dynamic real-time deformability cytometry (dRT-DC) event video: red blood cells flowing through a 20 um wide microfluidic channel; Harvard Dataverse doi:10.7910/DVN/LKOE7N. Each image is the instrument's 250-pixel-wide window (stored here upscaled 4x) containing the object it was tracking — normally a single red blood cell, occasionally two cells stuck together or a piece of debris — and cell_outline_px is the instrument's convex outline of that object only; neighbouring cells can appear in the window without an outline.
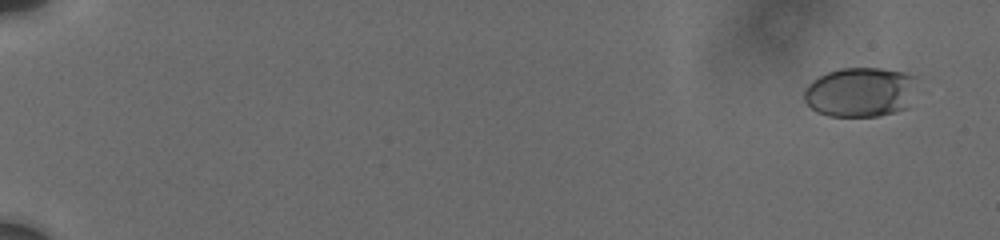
{"species": "human", "species_latin": "Homo sapiens", "temperature_condition": "cold", "stored_images_in_passage": 37, "camera_frame_rate_fps": 3000, "um_per_image_px": 0.085, "donor": {"sex": "male"}, "frame": {"image": 1, "passage_image": 3, "time_ms": 1.0, "image_size_px": [1000, 240], "cell_outline_px": [[916, 76], [908, 108], [896, 112], [880, 116], [828, 116], [816, 112], [804, 100], [804, 88], [812, 80], [828, 72], [840, 68], [880, 68], [904, 72]], "centroid_in_image_um": [73.1, 7.83], "position_along_channel_um": 11.9, "area_um2": 32.77}}
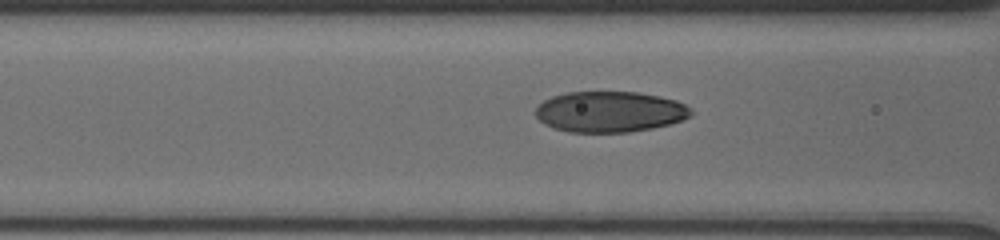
{"frame": {"image": 2, "passage_image": 24, "time_ms": 9.0, "image_size_px": [1000, 240], "cell_outline_px": [[692, 116], [668, 124], [652, 128], [628, 132], [568, 132], [552, 128], [544, 124], [536, 116], [536, 108], [544, 100], [552, 96], [568, 92], [636, 92], [676, 100], [684, 104], [692, 112]], "centroid_in_image_um": [51.8, 9.5], "position_along_channel_um": 114.8, "area_um2": 36.76}}
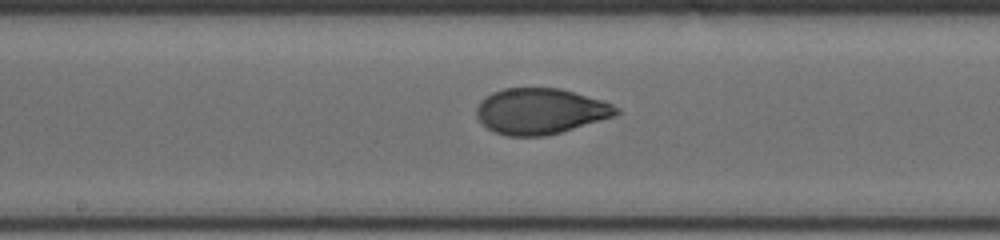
{"frame": {"image": 3, "passage_image": 36, "time_ms": 11.333, "image_size_px": [1000, 240], "cell_outline_px": [[620, 112], [612, 116], [560, 132], [544, 136], [504, 136], [488, 128], [476, 116], [476, 108], [480, 100], [484, 96], [492, 92], [504, 88], [560, 88], [604, 100], [620, 108]], "centroid_in_image_um": [45.9, 9.43], "position_along_channel_um": 202.3, "area_um2": 37.22}}